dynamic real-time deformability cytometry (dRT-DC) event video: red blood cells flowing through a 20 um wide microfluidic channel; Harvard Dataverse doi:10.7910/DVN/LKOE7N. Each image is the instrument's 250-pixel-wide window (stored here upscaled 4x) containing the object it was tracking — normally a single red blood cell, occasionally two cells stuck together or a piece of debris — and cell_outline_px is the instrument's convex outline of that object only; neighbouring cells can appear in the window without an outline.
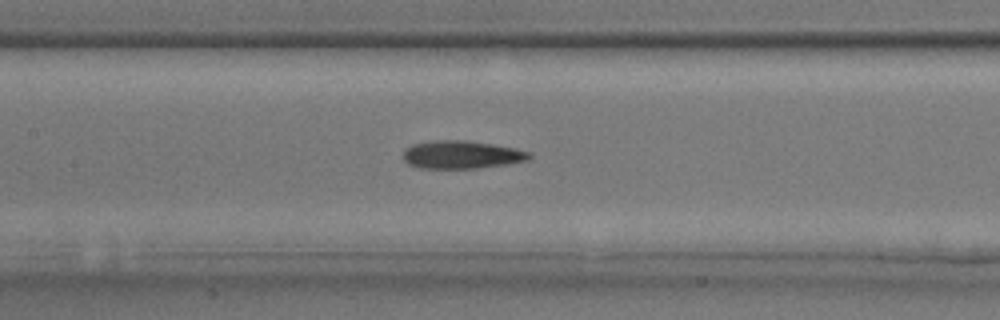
{"species": "common noctule bat (a hibernating species)", "species_latin": "Nyctalus noctula", "temperature_condition": "room temperature", "stored_images_in_passage": 31, "camera_frame_rate_fps": 3000, "um_per_image_px": 0.085, "animal": {"sex": "male", "body_mass_g": 17.9, "forearm_length_mm": 54.2}, "frame": {"image": 1, "passage_image": 14, "time_ms": 4.333, "image_size_px": [1000, 320], "cell_outline_px": [[532, 156], [528, 160], [508, 164], [476, 168], [420, 168], [408, 164], [404, 160], [404, 148], [412, 144], [432, 140], [464, 140], [492, 144], [516, 148], [532, 152]], "centroid_in_image_um": [39.24, 13.14], "position_along_channel_um": 168.2, "area_um2": 20.69}}
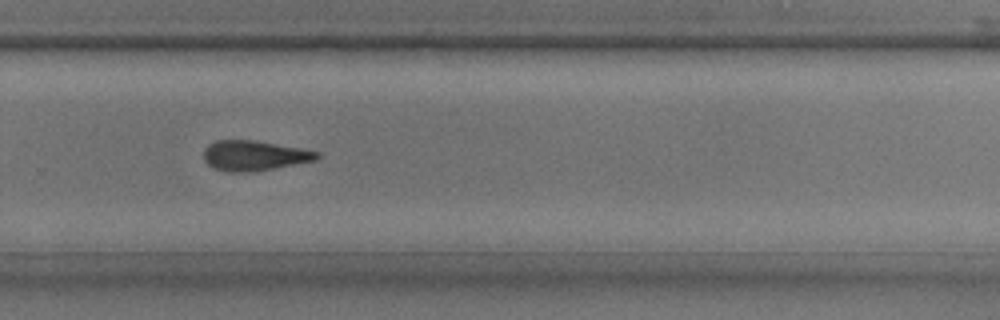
{"frame": {"image": 2, "passage_image": 22, "time_ms": 7.0, "image_size_px": [1000, 320], "cell_outline_px": [[320, 156], [316, 160], [252, 172], [228, 172], [212, 168], [204, 160], [204, 148], [208, 144], [216, 140], [256, 140], [300, 148], [320, 152]], "centroid_in_image_um": [21.58, 13.22], "position_along_channel_um": 308.2, "area_um2": 19.94}}